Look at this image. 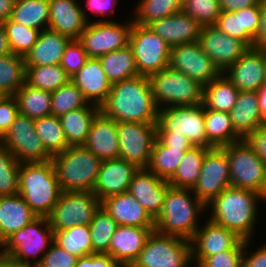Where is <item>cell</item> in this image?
Returning <instances> with one entry per match:
<instances>
[{"instance_id": "6da1fadb", "label": "cell", "mask_w": 266, "mask_h": 267, "mask_svg": "<svg viewBox=\"0 0 266 267\" xmlns=\"http://www.w3.org/2000/svg\"><path fill=\"white\" fill-rule=\"evenodd\" d=\"M100 111L116 122L157 123L159 108L147 76H135L112 84Z\"/></svg>"}, {"instance_id": "7a4b0ae2", "label": "cell", "mask_w": 266, "mask_h": 267, "mask_svg": "<svg viewBox=\"0 0 266 267\" xmlns=\"http://www.w3.org/2000/svg\"><path fill=\"white\" fill-rule=\"evenodd\" d=\"M258 200L266 203L255 191L229 186L206 205L212 211L209 219L248 240L255 231Z\"/></svg>"}, {"instance_id": "3957f363", "label": "cell", "mask_w": 266, "mask_h": 267, "mask_svg": "<svg viewBox=\"0 0 266 267\" xmlns=\"http://www.w3.org/2000/svg\"><path fill=\"white\" fill-rule=\"evenodd\" d=\"M52 160L20 163L18 193L38 217H48L62 193Z\"/></svg>"}, {"instance_id": "277c9868", "label": "cell", "mask_w": 266, "mask_h": 267, "mask_svg": "<svg viewBox=\"0 0 266 267\" xmlns=\"http://www.w3.org/2000/svg\"><path fill=\"white\" fill-rule=\"evenodd\" d=\"M190 192L191 189L174 187L167 190L161 212L155 218V231L187 240L193 238L199 228L198 214L207 210V206Z\"/></svg>"}, {"instance_id": "5b68a950", "label": "cell", "mask_w": 266, "mask_h": 267, "mask_svg": "<svg viewBox=\"0 0 266 267\" xmlns=\"http://www.w3.org/2000/svg\"><path fill=\"white\" fill-rule=\"evenodd\" d=\"M51 160L62 191H93L102 160L84 145L69 146Z\"/></svg>"}, {"instance_id": "8992f818", "label": "cell", "mask_w": 266, "mask_h": 267, "mask_svg": "<svg viewBox=\"0 0 266 267\" xmlns=\"http://www.w3.org/2000/svg\"><path fill=\"white\" fill-rule=\"evenodd\" d=\"M148 79L152 96L159 109L161 107L191 106L203 103V85L192 80L183 72L168 66L148 76Z\"/></svg>"}, {"instance_id": "52a82bcc", "label": "cell", "mask_w": 266, "mask_h": 267, "mask_svg": "<svg viewBox=\"0 0 266 267\" xmlns=\"http://www.w3.org/2000/svg\"><path fill=\"white\" fill-rule=\"evenodd\" d=\"M191 261L190 240L154 230L130 267H188Z\"/></svg>"}, {"instance_id": "ba28073f", "label": "cell", "mask_w": 266, "mask_h": 267, "mask_svg": "<svg viewBox=\"0 0 266 267\" xmlns=\"http://www.w3.org/2000/svg\"><path fill=\"white\" fill-rule=\"evenodd\" d=\"M220 148L228 158L230 186L255 191L266 199L263 160L244 140Z\"/></svg>"}, {"instance_id": "9c48e42d", "label": "cell", "mask_w": 266, "mask_h": 267, "mask_svg": "<svg viewBox=\"0 0 266 267\" xmlns=\"http://www.w3.org/2000/svg\"><path fill=\"white\" fill-rule=\"evenodd\" d=\"M53 238L54 231L48 217H37L9 236L3 242L1 252L9 255L17 264L32 265L30 258H36L42 252L45 254L53 243Z\"/></svg>"}, {"instance_id": "30bf717a", "label": "cell", "mask_w": 266, "mask_h": 267, "mask_svg": "<svg viewBox=\"0 0 266 267\" xmlns=\"http://www.w3.org/2000/svg\"><path fill=\"white\" fill-rule=\"evenodd\" d=\"M101 207V200L92 191H63L48 216L53 231L78 225H89Z\"/></svg>"}, {"instance_id": "8fae6325", "label": "cell", "mask_w": 266, "mask_h": 267, "mask_svg": "<svg viewBox=\"0 0 266 267\" xmlns=\"http://www.w3.org/2000/svg\"><path fill=\"white\" fill-rule=\"evenodd\" d=\"M129 45L139 75L150 76L169 66L171 47L148 26L133 24Z\"/></svg>"}, {"instance_id": "7c38bea8", "label": "cell", "mask_w": 266, "mask_h": 267, "mask_svg": "<svg viewBox=\"0 0 266 267\" xmlns=\"http://www.w3.org/2000/svg\"><path fill=\"white\" fill-rule=\"evenodd\" d=\"M132 20L126 25L116 21L100 19L87 22L79 41L83 45L88 58H99L109 52L129 45V38L133 26Z\"/></svg>"}, {"instance_id": "4fadbf2b", "label": "cell", "mask_w": 266, "mask_h": 267, "mask_svg": "<svg viewBox=\"0 0 266 267\" xmlns=\"http://www.w3.org/2000/svg\"><path fill=\"white\" fill-rule=\"evenodd\" d=\"M0 145L7 148L19 163L46 162L52 159L36 133L34 120L22 114H18L0 138Z\"/></svg>"}, {"instance_id": "5bb4252c", "label": "cell", "mask_w": 266, "mask_h": 267, "mask_svg": "<svg viewBox=\"0 0 266 267\" xmlns=\"http://www.w3.org/2000/svg\"><path fill=\"white\" fill-rule=\"evenodd\" d=\"M119 158L147 169L156 141V123L117 122Z\"/></svg>"}, {"instance_id": "9a60e30c", "label": "cell", "mask_w": 266, "mask_h": 267, "mask_svg": "<svg viewBox=\"0 0 266 267\" xmlns=\"http://www.w3.org/2000/svg\"><path fill=\"white\" fill-rule=\"evenodd\" d=\"M157 122L166 131L186 136L193 146L213 147L206 138L202 103L160 108Z\"/></svg>"}, {"instance_id": "2e32d148", "label": "cell", "mask_w": 266, "mask_h": 267, "mask_svg": "<svg viewBox=\"0 0 266 267\" xmlns=\"http://www.w3.org/2000/svg\"><path fill=\"white\" fill-rule=\"evenodd\" d=\"M230 186L226 153L220 147L209 149L203 159L201 172L192 192L205 205Z\"/></svg>"}, {"instance_id": "e0dca14e", "label": "cell", "mask_w": 266, "mask_h": 267, "mask_svg": "<svg viewBox=\"0 0 266 267\" xmlns=\"http://www.w3.org/2000/svg\"><path fill=\"white\" fill-rule=\"evenodd\" d=\"M169 67L183 72L203 86L221 74L213 61L203 52L198 41L171 47Z\"/></svg>"}, {"instance_id": "ac0fdd59", "label": "cell", "mask_w": 266, "mask_h": 267, "mask_svg": "<svg viewBox=\"0 0 266 267\" xmlns=\"http://www.w3.org/2000/svg\"><path fill=\"white\" fill-rule=\"evenodd\" d=\"M198 42L221 73L250 48L244 41L230 37L214 25L202 26Z\"/></svg>"}, {"instance_id": "d6986e66", "label": "cell", "mask_w": 266, "mask_h": 267, "mask_svg": "<svg viewBox=\"0 0 266 267\" xmlns=\"http://www.w3.org/2000/svg\"><path fill=\"white\" fill-rule=\"evenodd\" d=\"M266 51L250 47L223 74L239 91H257L265 83Z\"/></svg>"}, {"instance_id": "ffe728a7", "label": "cell", "mask_w": 266, "mask_h": 267, "mask_svg": "<svg viewBox=\"0 0 266 267\" xmlns=\"http://www.w3.org/2000/svg\"><path fill=\"white\" fill-rule=\"evenodd\" d=\"M138 169L134 164L121 158L103 160L92 192L101 201L107 197L127 192Z\"/></svg>"}, {"instance_id": "44dd1931", "label": "cell", "mask_w": 266, "mask_h": 267, "mask_svg": "<svg viewBox=\"0 0 266 267\" xmlns=\"http://www.w3.org/2000/svg\"><path fill=\"white\" fill-rule=\"evenodd\" d=\"M170 187L167 180L158 177L148 169H138L132 178L128 192L155 219L161 212L165 195Z\"/></svg>"}, {"instance_id": "7402d4cb", "label": "cell", "mask_w": 266, "mask_h": 267, "mask_svg": "<svg viewBox=\"0 0 266 267\" xmlns=\"http://www.w3.org/2000/svg\"><path fill=\"white\" fill-rule=\"evenodd\" d=\"M241 239L234 231L207 219L204 227H199L190 240L192 258H206L231 250Z\"/></svg>"}, {"instance_id": "603a6c76", "label": "cell", "mask_w": 266, "mask_h": 267, "mask_svg": "<svg viewBox=\"0 0 266 267\" xmlns=\"http://www.w3.org/2000/svg\"><path fill=\"white\" fill-rule=\"evenodd\" d=\"M76 0H49L48 28L70 39H79L89 20Z\"/></svg>"}, {"instance_id": "cb8c5ba5", "label": "cell", "mask_w": 266, "mask_h": 267, "mask_svg": "<svg viewBox=\"0 0 266 267\" xmlns=\"http://www.w3.org/2000/svg\"><path fill=\"white\" fill-rule=\"evenodd\" d=\"M101 207L119 226L155 227V219L128 191L105 198Z\"/></svg>"}, {"instance_id": "d4e9b609", "label": "cell", "mask_w": 266, "mask_h": 267, "mask_svg": "<svg viewBox=\"0 0 266 267\" xmlns=\"http://www.w3.org/2000/svg\"><path fill=\"white\" fill-rule=\"evenodd\" d=\"M155 227L118 226L109 244L108 255L121 266H131Z\"/></svg>"}, {"instance_id": "484cf974", "label": "cell", "mask_w": 266, "mask_h": 267, "mask_svg": "<svg viewBox=\"0 0 266 267\" xmlns=\"http://www.w3.org/2000/svg\"><path fill=\"white\" fill-rule=\"evenodd\" d=\"M70 80L79 88L88 103L99 107L108 98L112 87L98 58H88Z\"/></svg>"}, {"instance_id": "4316f807", "label": "cell", "mask_w": 266, "mask_h": 267, "mask_svg": "<svg viewBox=\"0 0 266 267\" xmlns=\"http://www.w3.org/2000/svg\"><path fill=\"white\" fill-rule=\"evenodd\" d=\"M148 28L158 34L170 47L198 41L202 25L182 11L148 25Z\"/></svg>"}, {"instance_id": "83f0119b", "label": "cell", "mask_w": 266, "mask_h": 267, "mask_svg": "<svg viewBox=\"0 0 266 267\" xmlns=\"http://www.w3.org/2000/svg\"><path fill=\"white\" fill-rule=\"evenodd\" d=\"M84 146L102 161L119 158L117 122L100 111L93 119Z\"/></svg>"}, {"instance_id": "f1b7e54d", "label": "cell", "mask_w": 266, "mask_h": 267, "mask_svg": "<svg viewBox=\"0 0 266 267\" xmlns=\"http://www.w3.org/2000/svg\"><path fill=\"white\" fill-rule=\"evenodd\" d=\"M37 217L19 193L0 196V250L9 236Z\"/></svg>"}, {"instance_id": "f546056e", "label": "cell", "mask_w": 266, "mask_h": 267, "mask_svg": "<svg viewBox=\"0 0 266 267\" xmlns=\"http://www.w3.org/2000/svg\"><path fill=\"white\" fill-rule=\"evenodd\" d=\"M71 39L52 29L40 32L37 42L24 57L26 67L60 64L66 45Z\"/></svg>"}, {"instance_id": "4dcf8cb0", "label": "cell", "mask_w": 266, "mask_h": 267, "mask_svg": "<svg viewBox=\"0 0 266 267\" xmlns=\"http://www.w3.org/2000/svg\"><path fill=\"white\" fill-rule=\"evenodd\" d=\"M229 113L235 131L242 138L266 125L260 112L257 91H239L237 101Z\"/></svg>"}, {"instance_id": "1f68e13d", "label": "cell", "mask_w": 266, "mask_h": 267, "mask_svg": "<svg viewBox=\"0 0 266 267\" xmlns=\"http://www.w3.org/2000/svg\"><path fill=\"white\" fill-rule=\"evenodd\" d=\"M99 112V106L88 103L59 117L69 146L86 143L93 119Z\"/></svg>"}, {"instance_id": "d6a6232c", "label": "cell", "mask_w": 266, "mask_h": 267, "mask_svg": "<svg viewBox=\"0 0 266 267\" xmlns=\"http://www.w3.org/2000/svg\"><path fill=\"white\" fill-rule=\"evenodd\" d=\"M204 123L207 141L213 147H222L243 140L235 131L230 113L204 107Z\"/></svg>"}, {"instance_id": "836d02e7", "label": "cell", "mask_w": 266, "mask_h": 267, "mask_svg": "<svg viewBox=\"0 0 266 267\" xmlns=\"http://www.w3.org/2000/svg\"><path fill=\"white\" fill-rule=\"evenodd\" d=\"M214 147L193 146L185 151L175 173L167 180L171 187L193 189L199 178L206 152Z\"/></svg>"}, {"instance_id": "e575fe53", "label": "cell", "mask_w": 266, "mask_h": 267, "mask_svg": "<svg viewBox=\"0 0 266 267\" xmlns=\"http://www.w3.org/2000/svg\"><path fill=\"white\" fill-rule=\"evenodd\" d=\"M239 90L221 73L203 86V106L220 112H230L237 101Z\"/></svg>"}, {"instance_id": "d590c367", "label": "cell", "mask_w": 266, "mask_h": 267, "mask_svg": "<svg viewBox=\"0 0 266 267\" xmlns=\"http://www.w3.org/2000/svg\"><path fill=\"white\" fill-rule=\"evenodd\" d=\"M98 59L111 84L139 75L130 45L109 52Z\"/></svg>"}, {"instance_id": "8d00e7d4", "label": "cell", "mask_w": 266, "mask_h": 267, "mask_svg": "<svg viewBox=\"0 0 266 267\" xmlns=\"http://www.w3.org/2000/svg\"><path fill=\"white\" fill-rule=\"evenodd\" d=\"M10 20L40 31L47 29L49 25V0L16 1Z\"/></svg>"}, {"instance_id": "74e56055", "label": "cell", "mask_w": 266, "mask_h": 267, "mask_svg": "<svg viewBox=\"0 0 266 267\" xmlns=\"http://www.w3.org/2000/svg\"><path fill=\"white\" fill-rule=\"evenodd\" d=\"M19 114L33 120L51 115V92L24 84L14 95Z\"/></svg>"}, {"instance_id": "f35d334b", "label": "cell", "mask_w": 266, "mask_h": 267, "mask_svg": "<svg viewBox=\"0 0 266 267\" xmlns=\"http://www.w3.org/2000/svg\"><path fill=\"white\" fill-rule=\"evenodd\" d=\"M26 65L23 56L10 53L0 56V96H11L25 84Z\"/></svg>"}, {"instance_id": "ab89813d", "label": "cell", "mask_w": 266, "mask_h": 267, "mask_svg": "<svg viewBox=\"0 0 266 267\" xmlns=\"http://www.w3.org/2000/svg\"><path fill=\"white\" fill-rule=\"evenodd\" d=\"M53 242L77 258L93 254L89 225L54 231Z\"/></svg>"}, {"instance_id": "60d3db41", "label": "cell", "mask_w": 266, "mask_h": 267, "mask_svg": "<svg viewBox=\"0 0 266 267\" xmlns=\"http://www.w3.org/2000/svg\"><path fill=\"white\" fill-rule=\"evenodd\" d=\"M69 81L70 77L60 64L26 67L25 83L34 88L53 92Z\"/></svg>"}, {"instance_id": "b9f144b4", "label": "cell", "mask_w": 266, "mask_h": 267, "mask_svg": "<svg viewBox=\"0 0 266 267\" xmlns=\"http://www.w3.org/2000/svg\"><path fill=\"white\" fill-rule=\"evenodd\" d=\"M35 130L46 151L54 156L69 147L59 117L48 115L34 120Z\"/></svg>"}, {"instance_id": "7bdbcfd3", "label": "cell", "mask_w": 266, "mask_h": 267, "mask_svg": "<svg viewBox=\"0 0 266 267\" xmlns=\"http://www.w3.org/2000/svg\"><path fill=\"white\" fill-rule=\"evenodd\" d=\"M191 148H169L157 139L147 169L160 178L168 180L176 171L185 151Z\"/></svg>"}, {"instance_id": "ee69618b", "label": "cell", "mask_w": 266, "mask_h": 267, "mask_svg": "<svg viewBox=\"0 0 266 267\" xmlns=\"http://www.w3.org/2000/svg\"><path fill=\"white\" fill-rule=\"evenodd\" d=\"M182 0H140L133 22L148 26L156 20L181 12Z\"/></svg>"}, {"instance_id": "f6af8a7d", "label": "cell", "mask_w": 266, "mask_h": 267, "mask_svg": "<svg viewBox=\"0 0 266 267\" xmlns=\"http://www.w3.org/2000/svg\"><path fill=\"white\" fill-rule=\"evenodd\" d=\"M118 226L105 209L100 207L89 224L93 254H108L110 241Z\"/></svg>"}, {"instance_id": "bcb514c9", "label": "cell", "mask_w": 266, "mask_h": 267, "mask_svg": "<svg viewBox=\"0 0 266 267\" xmlns=\"http://www.w3.org/2000/svg\"><path fill=\"white\" fill-rule=\"evenodd\" d=\"M51 103V115L60 117L71 110L85 107L88 101L70 80L67 84L51 92Z\"/></svg>"}, {"instance_id": "7dc6e473", "label": "cell", "mask_w": 266, "mask_h": 267, "mask_svg": "<svg viewBox=\"0 0 266 267\" xmlns=\"http://www.w3.org/2000/svg\"><path fill=\"white\" fill-rule=\"evenodd\" d=\"M12 53L25 57L37 42L40 30L17 24L10 19L3 23Z\"/></svg>"}, {"instance_id": "c3c4849f", "label": "cell", "mask_w": 266, "mask_h": 267, "mask_svg": "<svg viewBox=\"0 0 266 267\" xmlns=\"http://www.w3.org/2000/svg\"><path fill=\"white\" fill-rule=\"evenodd\" d=\"M19 165L13 154L0 145V196L18 194Z\"/></svg>"}, {"instance_id": "681fc988", "label": "cell", "mask_w": 266, "mask_h": 267, "mask_svg": "<svg viewBox=\"0 0 266 267\" xmlns=\"http://www.w3.org/2000/svg\"><path fill=\"white\" fill-rule=\"evenodd\" d=\"M181 11L202 26L215 25L222 12L219 0H182Z\"/></svg>"}, {"instance_id": "f907efd6", "label": "cell", "mask_w": 266, "mask_h": 267, "mask_svg": "<svg viewBox=\"0 0 266 267\" xmlns=\"http://www.w3.org/2000/svg\"><path fill=\"white\" fill-rule=\"evenodd\" d=\"M249 241L250 239H241L231 250L218 252L206 258H192V261L196 260V267H242L243 254L247 251Z\"/></svg>"}, {"instance_id": "816d5d0a", "label": "cell", "mask_w": 266, "mask_h": 267, "mask_svg": "<svg viewBox=\"0 0 266 267\" xmlns=\"http://www.w3.org/2000/svg\"><path fill=\"white\" fill-rule=\"evenodd\" d=\"M214 26L230 37L244 41L249 47H253L254 40L242 30L241 10L222 11Z\"/></svg>"}, {"instance_id": "f5cc1de1", "label": "cell", "mask_w": 266, "mask_h": 267, "mask_svg": "<svg viewBox=\"0 0 266 267\" xmlns=\"http://www.w3.org/2000/svg\"><path fill=\"white\" fill-rule=\"evenodd\" d=\"M87 59V53L81 42L78 39H71L65 47L60 66L71 78L84 66Z\"/></svg>"}, {"instance_id": "db71d44e", "label": "cell", "mask_w": 266, "mask_h": 267, "mask_svg": "<svg viewBox=\"0 0 266 267\" xmlns=\"http://www.w3.org/2000/svg\"><path fill=\"white\" fill-rule=\"evenodd\" d=\"M77 260V257L53 242L48 251L32 262V265L37 267H75Z\"/></svg>"}, {"instance_id": "11a10c76", "label": "cell", "mask_w": 266, "mask_h": 267, "mask_svg": "<svg viewBox=\"0 0 266 267\" xmlns=\"http://www.w3.org/2000/svg\"><path fill=\"white\" fill-rule=\"evenodd\" d=\"M19 114L18 102L14 95L0 96V138L9 129Z\"/></svg>"}, {"instance_id": "9f6ffc18", "label": "cell", "mask_w": 266, "mask_h": 267, "mask_svg": "<svg viewBox=\"0 0 266 267\" xmlns=\"http://www.w3.org/2000/svg\"><path fill=\"white\" fill-rule=\"evenodd\" d=\"M241 22L242 30L254 40L260 26V4L241 9Z\"/></svg>"}, {"instance_id": "6f0895ef", "label": "cell", "mask_w": 266, "mask_h": 267, "mask_svg": "<svg viewBox=\"0 0 266 267\" xmlns=\"http://www.w3.org/2000/svg\"><path fill=\"white\" fill-rule=\"evenodd\" d=\"M156 139L169 148H192V143L186 136L166 131L158 122L156 123Z\"/></svg>"}, {"instance_id": "680465c9", "label": "cell", "mask_w": 266, "mask_h": 267, "mask_svg": "<svg viewBox=\"0 0 266 267\" xmlns=\"http://www.w3.org/2000/svg\"><path fill=\"white\" fill-rule=\"evenodd\" d=\"M243 140L263 160H266V125L248 133Z\"/></svg>"}, {"instance_id": "91938a15", "label": "cell", "mask_w": 266, "mask_h": 267, "mask_svg": "<svg viewBox=\"0 0 266 267\" xmlns=\"http://www.w3.org/2000/svg\"><path fill=\"white\" fill-rule=\"evenodd\" d=\"M75 267H121L108 254L94 253L78 258Z\"/></svg>"}, {"instance_id": "94428289", "label": "cell", "mask_w": 266, "mask_h": 267, "mask_svg": "<svg viewBox=\"0 0 266 267\" xmlns=\"http://www.w3.org/2000/svg\"><path fill=\"white\" fill-rule=\"evenodd\" d=\"M244 251L242 267H266V243L247 257Z\"/></svg>"}, {"instance_id": "6125c7cd", "label": "cell", "mask_w": 266, "mask_h": 267, "mask_svg": "<svg viewBox=\"0 0 266 267\" xmlns=\"http://www.w3.org/2000/svg\"><path fill=\"white\" fill-rule=\"evenodd\" d=\"M253 47L266 51V0L260 4V26Z\"/></svg>"}, {"instance_id": "be15d7a7", "label": "cell", "mask_w": 266, "mask_h": 267, "mask_svg": "<svg viewBox=\"0 0 266 267\" xmlns=\"http://www.w3.org/2000/svg\"><path fill=\"white\" fill-rule=\"evenodd\" d=\"M117 1L118 0H86L85 4H87L86 8L92 11L94 14L108 15V13L111 14L112 12L113 15L115 13L114 4Z\"/></svg>"}, {"instance_id": "e7e4bbea", "label": "cell", "mask_w": 266, "mask_h": 267, "mask_svg": "<svg viewBox=\"0 0 266 267\" xmlns=\"http://www.w3.org/2000/svg\"><path fill=\"white\" fill-rule=\"evenodd\" d=\"M221 11L235 12L243 8L261 4L262 0H219Z\"/></svg>"}, {"instance_id": "03108f58", "label": "cell", "mask_w": 266, "mask_h": 267, "mask_svg": "<svg viewBox=\"0 0 266 267\" xmlns=\"http://www.w3.org/2000/svg\"><path fill=\"white\" fill-rule=\"evenodd\" d=\"M16 0H0V23L10 19Z\"/></svg>"}, {"instance_id": "003e7915", "label": "cell", "mask_w": 266, "mask_h": 267, "mask_svg": "<svg viewBox=\"0 0 266 267\" xmlns=\"http://www.w3.org/2000/svg\"><path fill=\"white\" fill-rule=\"evenodd\" d=\"M12 53L5 28L2 23H0V56H6Z\"/></svg>"}, {"instance_id": "a7ac6f4b", "label": "cell", "mask_w": 266, "mask_h": 267, "mask_svg": "<svg viewBox=\"0 0 266 267\" xmlns=\"http://www.w3.org/2000/svg\"><path fill=\"white\" fill-rule=\"evenodd\" d=\"M257 95L261 115L266 121V83L257 90Z\"/></svg>"}, {"instance_id": "89a4df30", "label": "cell", "mask_w": 266, "mask_h": 267, "mask_svg": "<svg viewBox=\"0 0 266 267\" xmlns=\"http://www.w3.org/2000/svg\"><path fill=\"white\" fill-rule=\"evenodd\" d=\"M14 260L0 251V267H12Z\"/></svg>"}, {"instance_id": "2644e50d", "label": "cell", "mask_w": 266, "mask_h": 267, "mask_svg": "<svg viewBox=\"0 0 266 267\" xmlns=\"http://www.w3.org/2000/svg\"><path fill=\"white\" fill-rule=\"evenodd\" d=\"M12 267H37V266H35V265H21V264L14 263L12 265Z\"/></svg>"}, {"instance_id": "8c879c8a", "label": "cell", "mask_w": 266, "mask_h": 267, "mask_svg": "<svg viewBox=\"0 0 266 267\" xmlns=\"http://www.w3.org/2000/svg\"><path fill=\"white\" fill-rule=\"evenodd\" d=\"M263 168H264V176H265V180H266V160L263 161Z\"/></svg>"}, {"instance_id": "753ad0ef", "label": "cell", "mask_w": 266, "mask_h": 267, "mask_svg": "<svg viewBox=\"0 0 266 267\" xmlns=\"http://www.w3.org/2000/svg\"><path fill=\"white\" fill-rule=\"evenodd\" d=\"M265 74H266V57H265ZM265 80H266V75H265Z\"/></svg>"}]
</instances>
